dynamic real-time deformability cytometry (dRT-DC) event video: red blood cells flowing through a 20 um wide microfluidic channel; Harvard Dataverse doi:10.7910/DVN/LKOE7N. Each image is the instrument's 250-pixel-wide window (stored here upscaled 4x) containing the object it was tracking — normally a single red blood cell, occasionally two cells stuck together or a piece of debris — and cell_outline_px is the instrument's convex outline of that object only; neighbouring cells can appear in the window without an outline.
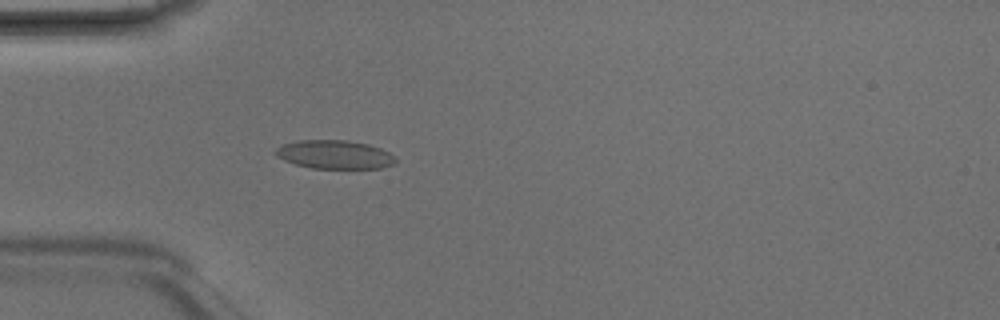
{"species": "Egyptian fruit bat (a non-hibernating species)", "species_latin": "Rousettus aegyptiacus", "temperature_condition": "room temperature", "stored_images_in_passage": 4, "camera_frame_rate_fps": 3000, "um_per_image_px": 0.085, "animal": {"sex": "male"}, "frame": {"image": 1, "passage_image": 4, "time_ms": 1.0, "image_size_px": [1000, 320], "cell_outline_px": [[396, 164], [384, 168], [312, 168], [296, 164], [284, 160], [276, 156], [272, 152], [276, 148], [284, 144], [300, 140], [348, 140], [368, 144], [380, 148], [388, 152], [396, 160]], "centroid_in_image_um": [28.44, 13.13], "position_along_channel_um": 56.6, "area_um2": 20.0}}